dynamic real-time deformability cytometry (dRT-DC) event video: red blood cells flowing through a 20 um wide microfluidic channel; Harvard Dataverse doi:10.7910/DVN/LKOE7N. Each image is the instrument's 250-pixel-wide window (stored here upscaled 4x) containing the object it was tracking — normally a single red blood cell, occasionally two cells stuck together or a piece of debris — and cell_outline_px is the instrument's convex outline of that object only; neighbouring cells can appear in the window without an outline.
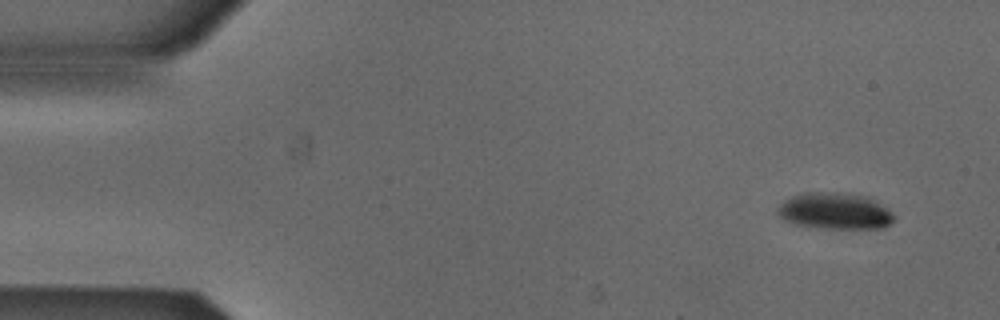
{"species": "Egyptian fruit bat (a non-hibernating species)", "species_latin": "Rousettus aegyptiacus", "temperature_condition": "cold", "stored_images_in_passage": 4, "camera_frame_rate_fps": 3000, "um_per_image_px": 0.085, "animal": {"sex": "male"}, "frame": {"image": 1, "passage_image": 1, "time_ms": 0.0, "image_size_px": [1000, 320], "cell_outline_px": [[896, 216], [884, 228], [820, 228], [796, 224], [784, 220], [776, 212], [776, 208], [784, 200], [792, 196], [804, 192], [848, 192], [868, 196], [876, 200], [888, 208]], "centroid_in_image_um": [70.97, 17.91], "position_along_channel_um": 14.0, "area_um2": 25.09}}
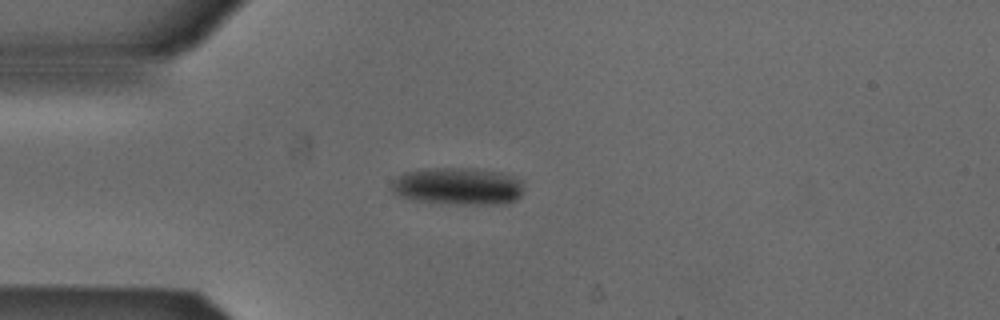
{"frame": {"image": 2, "passage_image": 4, "time_ms": 1.0, "image_size_px": [1000, 320], "cell_outline_px": [[524, 192], [516, 200], [504, 204], [464, 204], [412, 200], [400, 196], [392, 192], [388, 188], [392, 180], [404, 172], [424, 168], [472, 168], [500, 172], [512, 176], [520, 180], [524, 184]], "centroid_in_image_um": [38.91, 15.82], "position_along_channel_um": 46.1, "area_um2": 29.13}}